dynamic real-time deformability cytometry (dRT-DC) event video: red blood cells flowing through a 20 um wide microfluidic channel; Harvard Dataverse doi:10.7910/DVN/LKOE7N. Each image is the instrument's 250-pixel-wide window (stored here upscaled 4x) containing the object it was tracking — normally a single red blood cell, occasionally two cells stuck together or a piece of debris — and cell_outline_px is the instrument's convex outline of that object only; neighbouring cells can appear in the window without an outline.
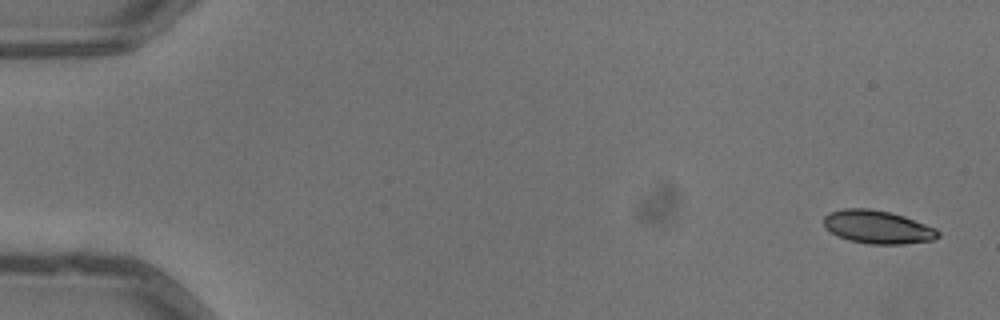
{"species": "common noctule bat (a hibernating species)", "species_latin": "Nyctalus noctula", "temperature_condition": "warm", "stored_images_in_passage": 5, "camera_frame_rate_fps": 3000, "um_per_image_px": 0.085, "animal": {"sex": "male", "body_mass_g": 13.3}, "frame": {"image": 1, "passage_image": 1, "time_ms": 0.0, "image_size_px": [1000, 320], "cell_outline_px": [[940, 236], [932, 240], [904, 244], [868, 244], [848, 240], [836, 236], [824, 224], [824, 216], [828, 212], [844, 208], [868, 208], [892, 212], [904, 216], [936, 228], [940, 232]], "centroid_in_image_um": [74.6, 19.29], "position_along_channel_um": 10.4, "area_um2": 22.25}}
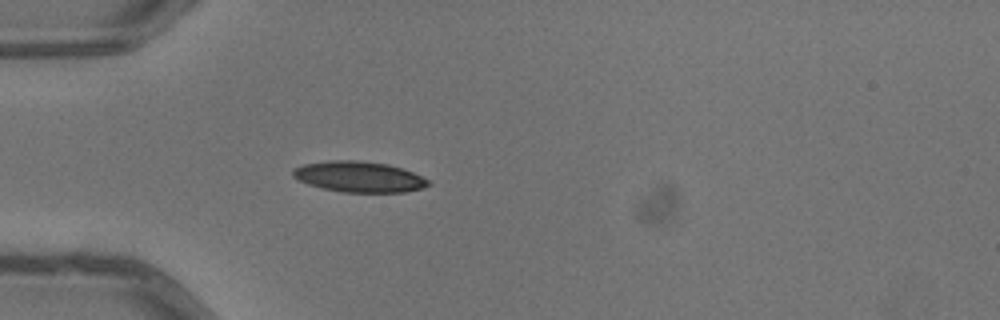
{"frame": {"image": 2, "passage_image": 5, "time_ms": 1.333, "image_size_px": [1000, 320], "cell_outline_px": [[432, 184], [424, 188], [404, 192], [344, 192], [324, 188], [308, 184], [292, 176], [292, 168], [304, 164], [328, 160], [356, 160], [388, 164], [412, 172], [428, 180]], "centroid_in_image_um": [30.51, 15.02], "position_along_channel_um": 54.5, "area_um2": 24.16}}